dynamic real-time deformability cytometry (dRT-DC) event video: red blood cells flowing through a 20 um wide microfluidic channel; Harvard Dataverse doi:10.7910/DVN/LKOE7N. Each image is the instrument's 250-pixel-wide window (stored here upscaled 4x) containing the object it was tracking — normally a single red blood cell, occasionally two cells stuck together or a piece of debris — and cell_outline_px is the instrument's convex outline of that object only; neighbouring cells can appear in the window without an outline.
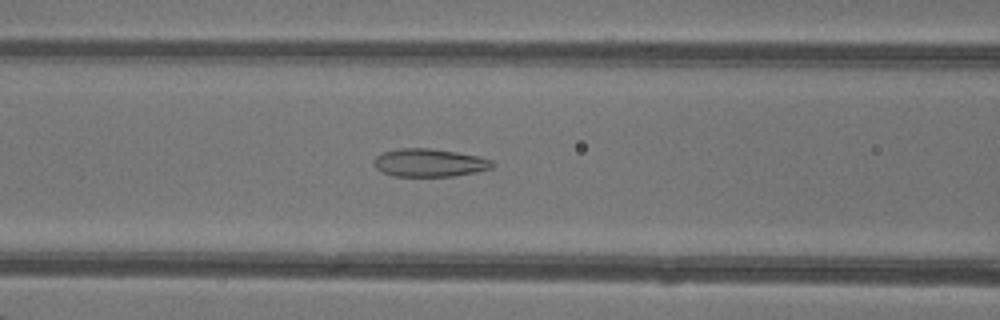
{"species": "common noctule bat (a hibernating species)", "species_latin": "Nyctalus noctula", "temperature_condition": "warm", "stored_images_in_passage": 47, "camera_frame_rate_fps": 3000, "um_per_image_px": 0.085, "animal": {"sex": "female"}, "frame": {"image": 1, "passage_image": 21, "time_ms": 6.667, "image_size_px": [1000, 320], "cell_outline_px": [[496, 164], [492, 168], [476, 172], [452, 176], [392, 176], [376, 168], [372, 164], [372, 160], [376, 156], [384, 152], [400, 148], [432, 148], [480, 156], [492, 160]], "centroid_in_image_um": [36.51, 13.83], "position_along_channel_um": 130.1, "area_um2": 19.48}}
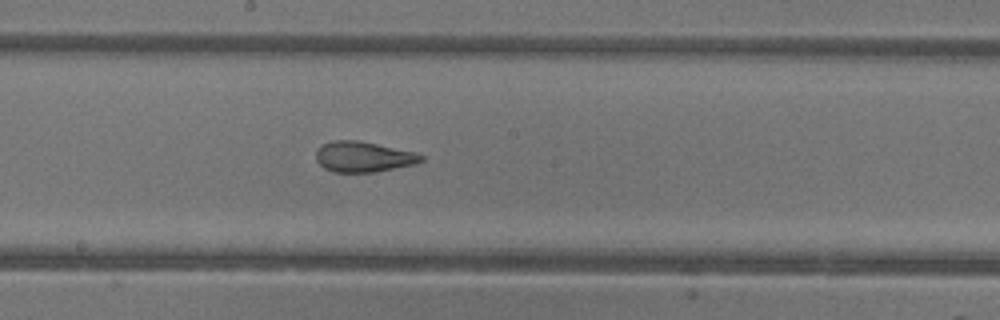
{"frame": {"image": 2, "passage_image": 27, "time_ms": 8.667, "image_size_px": [1000, 320], "cell_outline_px": [[424, 160], [416, 164], [376, 172], [332, 172], [324, 168], [316, 160], [316, 152], [324, 144], [332, 140], [356, 140], [376, 144], [412, 152], [424, 156]], "centroid_in_image_um": [30.88, 13.34], "position_along_channel_um": 217.3, "area_um2": 18.5}}
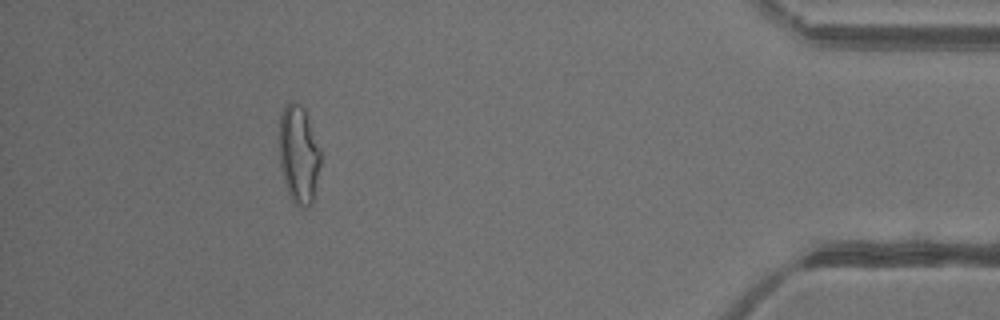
{"frame": {"image": 3, "passage_image": 44, "time_ms": 14.333, "image_size_px": [1000, 320], "cell_outline_px": [[320, 164], [312, 204], [308, 208], [300, 208], [292, 200], [288, 192], [284, 180], [280, 164], [280, 116], [284, 104], [288, 100], [292, 100], [300, 104], [304, 108], [320, 148]], "centroid_in_image_um": [25.39, 13.1], "position_along_channel_um": 409.8, "area_um2": 23.64}}